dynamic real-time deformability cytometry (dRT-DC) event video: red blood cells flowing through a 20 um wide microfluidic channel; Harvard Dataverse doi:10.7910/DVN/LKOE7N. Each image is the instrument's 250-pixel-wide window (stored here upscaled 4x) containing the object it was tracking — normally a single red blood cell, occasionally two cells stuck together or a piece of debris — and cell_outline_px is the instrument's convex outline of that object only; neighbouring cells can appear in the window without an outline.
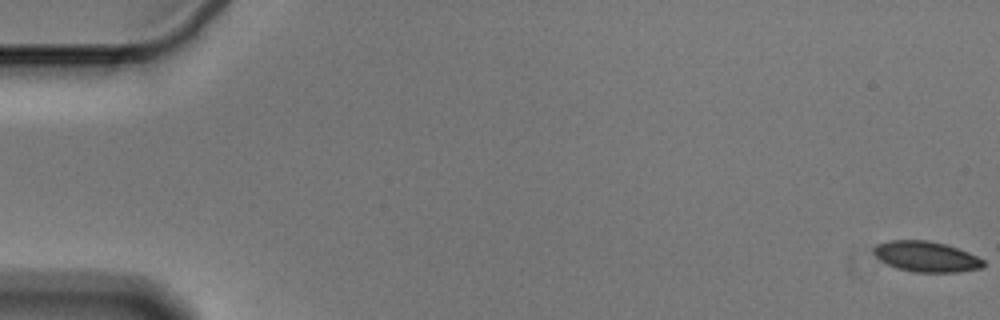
{"species": "Egyptian fruit bat (a non-hibernating species)", "species_latin": "Rousettus aegyptiacus", "temperature_condition": "cold", "stored_images_in_passage": 57, "camera_frame_rate_fps": 3000, "um_per_image_px": 0.085, "animal": {"sex": "male"}, "frame": {"image": 1, "passage_image": 1, "time_ms": 0.0, "image_size_px": [1000, 320], "cell_outline_px": [[984, 264], [980, 268], [956, 272], [916, 272], [896, 268], [880, 260], [872, 252], [872, 248], [876, 244], [888, 240], [928, 240], [944, 244], [968, 252], [984, 260]], "centroid_in_image_um": [78.67, 21.8], "position_along_channel_um": 6.3, "area_um2": 19.42}}
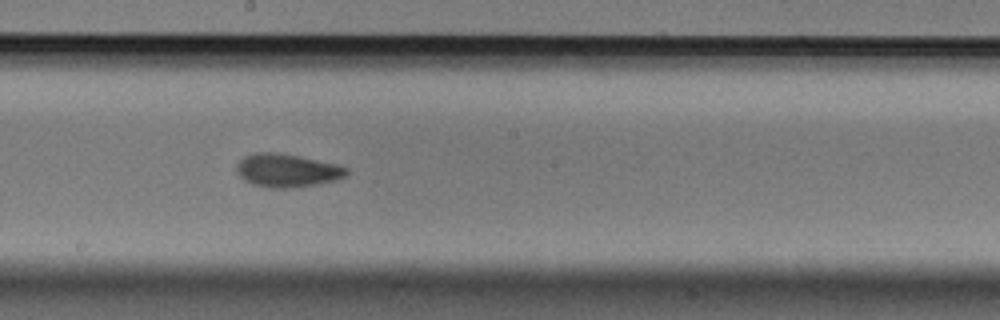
{"frame": {"image": 2, "passage_image": 32, "time_ms": 10.333, "image_size_px": [1000, 320], "cell_outline_px": [[348, 176], [336, 180], [320, 184], [296, 188], [268, 188], [252, 184], [244, 180], [236, 172], [236, 164], [244, 156], [256, 152], [276, 152], [336, 164], [348, 168]], "centroid_in_image_um": [24.39, 14.51], "position_along_channel_um": 223.8, "area_um2": 21.5}}
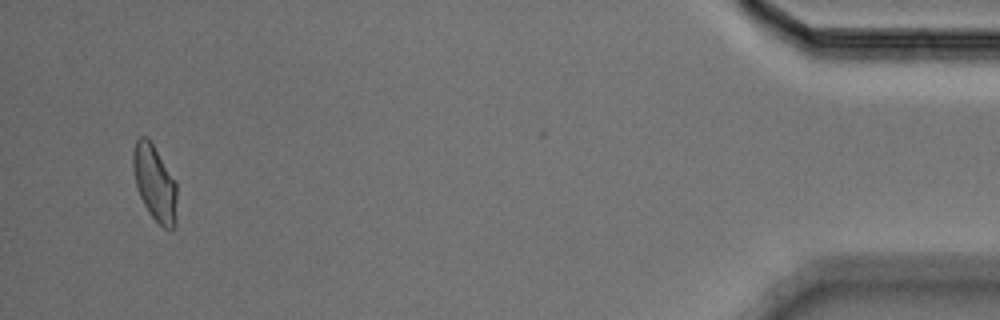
{"frame": {"image": 3, "passage_image": 55, "time_ms": 18.0, "image_size_px": [1000, 320], "cell_outline_px": [[176, 224], [172, 232], [164, 228], [152, 216], [144, 204], [140, 196], [136, 184], [132, 168], [132, 148], [136, 140], [140, 136], [148, 136], [176, 180]], "centroid_in_image_um": [13.15, 15.52], "position_along_channel_um": 422.0, "area_um2": 19.65}, "authors_computed_cell_mechanics": {"area_um2": 20.2878, "velocity_mm_per_s": 3.582, "shape_relaxation_time_tau1_ms": 6.3221, "shape_relaxation_time_tau2_ms": 3.1467, "deformation_change_tau1": 0.1297, "deformation_change_tau2": 0.0718}}